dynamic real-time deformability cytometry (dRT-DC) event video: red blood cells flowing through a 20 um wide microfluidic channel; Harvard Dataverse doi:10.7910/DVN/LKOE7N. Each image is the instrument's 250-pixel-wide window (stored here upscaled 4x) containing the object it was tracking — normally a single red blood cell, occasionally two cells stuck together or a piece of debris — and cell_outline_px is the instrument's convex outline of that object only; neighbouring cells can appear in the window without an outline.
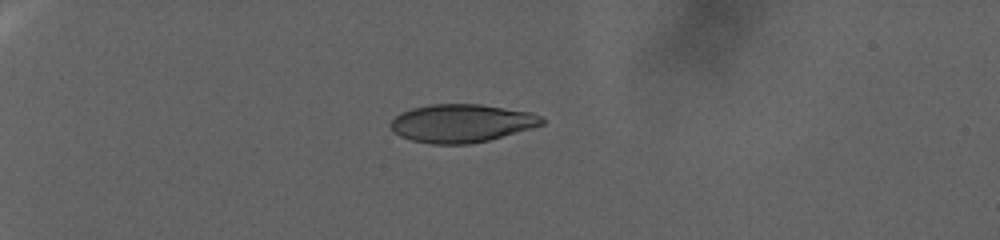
{"species": "human", "species_latin": "Homo sapiens", "temperature_condition": "warm", "stored_images_in_passage": 74, "camera_frame_rate_fps": 3000, "um_per_image_px": 0.085, "donor": {"sex": "female"}, "frame": {"image": 1, "passage_image": 1, "time_ms": 0.0, "image_size_px": [1000, 240], "cell_outline_px": [[544, 124], [532, 128], [488, 140], [468, 144], [432, 144], [412, 140], [400, 136], [388, 124], [400, 112], [412, 108], [428, 104], [480, 104], [532, 112], [540, 116], [544, 120]], "centroid_in_image_um": [39.23, 10.47], "position_along_channel_um": 45.8, "area_um2": 33.58}}
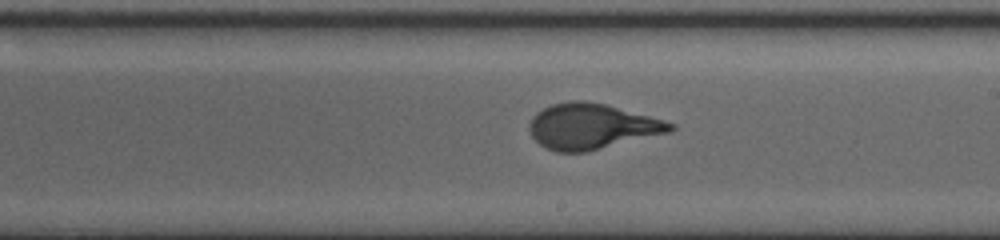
{"frame": {"image": 2, "passage_image": 38, "time_ms": 12.333, "image_size_px": [1000, 240], "cell_outline_px": [[676, 128], [668, 132], [584, 152], [556, 152], [544, 148], [532, 136], [528, 128], [528, 124], [532, 116], [536, 112], [552, 104], [568, 100], [584, 100], [604, 104], [664, 120], [676, 124]], "centroid_in_image_um": [50.24, 10.73], "position_along_channel_um": 238.8, "area_um2": 37.11}}
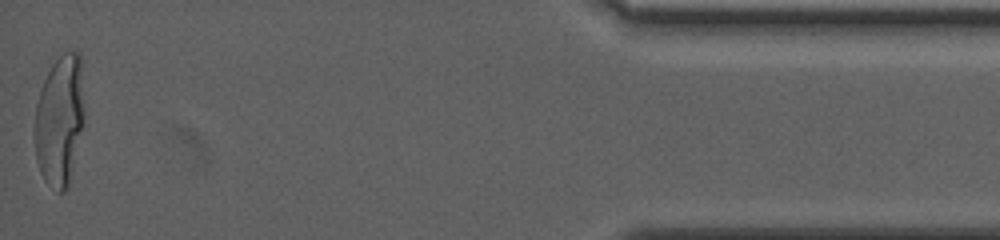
{"frame": {"image": 3, "passage_image": 74, "time_ms": 24.333, "image_size_px": [1000, 240], "cell_outline_px": [[84, 120], [68, 188], [64, 192], [56, 192], [44, 180], [40, 172], [36, 160], [32, 132], [36, 104], [44, 80], [52, 64], [64, 52], [80, 52]], "centroid_in_image_um": [5.04, 10.28], "position_along_channel_um": 430.2, "area_um2": 38.21}}